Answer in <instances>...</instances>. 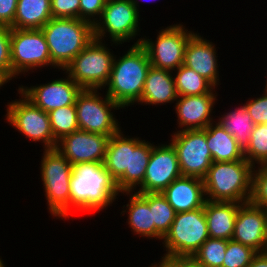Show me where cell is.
I'll list each match as a JSON object with an SVG mask.
<instances>
[{
  "mask_svg": "<svg viewBox=\"0 0 267 267\" xmlns=\"http://www.w3.org/2000/svg\"><path fill=\"white\" fill-rule=\"evenodd\" d=\"M120 191L103 163L86 162L73 165L70 178V215L74 212H97L107 209ZM111 204V205H110Z\"/></svg>",
  "mask_w": 267,
  "mask_h": 267,
  "instance_id": "6da1fadb",
  "label": "cell"
},
{
  "mask_svg": "<svg viewBox=\"0 0 267 267\" xmlns=\"http://www.w3.org/2000/svg\"><path fill=\"white\" fill-rule=\"evenodd\" d=\"M126 52L118 59L115 56L105 92L124 109L135 102L139 104L151 67L147 52L140 44L132 45Z\"/></svg>",
  "mask_w": 267,
  "mask_h": 267,
  "instance_id": "7a4b0ae2",
  "label": "cell"
},
{
  "mask_svg": "<svg viewBox=\"0 0 267 267\" xmlns=\"http://www.w3.org/2000/svg\"><path fill=\"white\" fill-rule=\"evenodd\" d=\"M254 167L246 160L213 162L203 178L206 200L247 203Z\"/></svg>",
  "mask_w": 267,
  "mask_h": 267,
  "instance_id": "3957f363",
  "label": "cell"
},
{
  "mask_svg": "<svg viewBox=\"0 0 267 267\" xmlns=\"http://www.w3.org/2000/svg\"><path fill=\"white\" fill-rule=\"evenodd\" d=\"M51 62L60 70L94 39L93 25L74 18H51L42 28Z\"/></svg>",
  "mask_w": 267,
  "mask_h": 267,
  "instance_id": "277c9868",
  "label": "cell"
},
{
  "mask_svg": "<svg viewBox=\"0 0 267 267\" xmlns=\"http://www.w3.org/2000/svg\"><path fill=\"white\" fill-rule=\"evenodd\" d=\"M41 179L51 216H70V178L73 165L58 151L46 149L41 159Z\"/></svg>",
  "mask_w": 267,
  "mask_h": 267,
  "instance_id": "5b68a950",
  "label": "cell"
},
{
  "mask_svg": "<svg viewBox=\"0 0 267 267\" xmlns=\"http://www.w3.org/2000/svg\"><path fill=\"white\" fill-rule=\"evenodd\" d=\"M209 238L204 207L176 213L169 231L163 237L165 258H191Z\"/></svg>",
  "mask_w": 267,
  "mask_h": 267,
  "instance_id": "8992f818",
  "label": "cell"
},
{
  "mask_svg": "<svg viewBox=\"0 0 267 267\" xmlns=\"http://www.w3.org/2000/svg\"><path fill=\"white\" fill-rule=\"evenodd\" d=\"M107 46L93 39L63 71L82 89H104L115 58Z\"/></svg>",
  "mask_w": 267,
  "mask_h": 267,
  "instance_id": "52a82bcc",
  "label": "cell"
},
{
  "mask_svg": "<svg viewBox=\"0 0 267 267\" xmlns=\"http://www.w3.org/2000/svg\"><path fill=\"white\" fill-rule=\"evenodd\" d=\"M139 12L138 0H107L101 17L93 26L94 39L104 41L108 33L113 42L111 46L135 40L140 32Z\"/></svg>",
  "mask_w": 267,
  "mask_h": 267,
  "instance_id": "ba28073f",
  "label": "cell"
},
{
  "mask_svg": "<svg viewBox=\"0 0 267 267\" xmlns=\"http://www.w3.org/2000/svg\"><path fill=\"white\" fill-rule=\"evenodd\" d=\"M103 98L98 89H82L75 103L79 130L110 137L121 130L111 111L122 107L106 94Z\"/></svg>",
  "mask_w": 267,
  "mask_h": 267,
  "instance_id": "9c48e42d",
  "label": "cell"
},
{
  "mask_svg": "<svg viewBox=\"0 0 267 267\" xmlns=\"http://www.w3.org/2000/svg\"><path fill=\"white\" fill-rule=\"evenodd\" d=\"M184 27L182 24L170 25L158 32L155 41L143 37L133 45L140 44L146 50L152 67L173 72L183 64L186 44L194 34Z\"/></svg>",
  "mask_w": 267,
  "mask_h": 267,
  "instance_id": "30bf717a",
  "label": "cell"
},
{
  "mask_svg": "<svg viewBox=\"0 0 267 267\" xmlns=\"http://www.w3.org/2000/svg\"><path fill=\"white\" fill-rule=\"evenodd\" d=\"M11 65L12 79L41 67L54 66L57 69L51 62L46 38L41 29L11 28Z\"/></svg>",
  "mask_w": 267,
  "mask_h": 267,
  "instance_id": "8fae6325",
  "label": "cell"
},
{
  "mask_svg": "<svg viewBox=\"0 0 267 267\" xmlns=\"http://www.w3.org/2000/svg\"><path fill=\"white\" fill-rule=\"evenodd\" d=\"M18 94L22 98L6 105L5 120L29 140L41 141L44 150L56 148L57 141L51 130L48 113L35 106L19 90Z\"/></svg>",
  "mask_w": 267,
  "mask_h": 267,
  "instance_id": "7c38bea8",
  "label": "cell"
},
{
  "mask_svg": "<svg viewBox=\"0 0 267 267\" xmlns=\"http://www.w3.org/2000/svg\"><path fill=\"white\" fill-rule=\"evenodd\" d=\"M171 136L170 144L176 151L182 176L203 179L213 163L207 146L206 128L177 131Z\"/></svg>",
  "mask_w": 267,
  "mask_h": 267,
  "instance_id": "4fadbf2b",
  "label": "cell"
},
{
  "mask_svg": "<svg viewBox=\"0 0 267 267\" xmlns=\"http://www.w3.org/2000/svg\"><path fill=\"white\" fill-rule=\"evenodd\" d=\"M182 176L177 154L173 146L152 143V152L143 183L135 193H161L174 180Z\"/></svg>",
  "mask_w": 267,
  "mask_h": 267,
  "instance_id": "5bb4252c",
  "label": "cell"
},
{
  "mask_svg": "<svg viewBox=\"0 0 267 267\" xmlns=\"http://www.w3.org/2000/svg\"><path fill=\"white\" fill-rule=\"evenodd\" d=\"M66 77L52 80L46 84L26 87L18 90L35 106L45 112H50L64 106L74 105L82 88L66 73Z\"/></svg>",
  "mask_w": 267,
  "mask_h": 267,
  "instance_id": "9a60e30c",
  "label": "cell"
},
{
  "mask_svg": "<svg viewBox=\"0 0 267 267\" xmlns=\"http://www.w3.org/2000/svg\"><path fill=\"white\" fill-rule=\"evenodd\" d=\"M110 136L78 130L57 141L58 150L72 165L103 163Z\"/></svg>",
  "mask_w": 267,
  "mask_h": 267,
  "instance_id": "2e32d148",
  "label": "cell"
},
{
  "mask_svg": "<svg viewBox=\"0 0 267 267\" xmlns=\"http://www.w3.org/2000/svg\"><path fill=\"white\" fill-rule=\"evenodd\" d=\"M125 136L120 130L109 138L104 167L110 172L120 192H131V161L134 137Z\"/></svg>",
  "mask_w": 267,
  "mask_h": 267,
  "instance_id": "e0dca14e",
  "label": "cell"
},
{
  "mask_svg": "<svg viewBox=\"0 0 267 267\" xmlns=\"http://www.w3.org/2000/svg\"><path fill=\"white\" fill-rule=\"evenodd\" d=\"M231 240L249 246L258 253L267 252L264 208L250 202L238 208Z\"/></svg>",
  "mask_w": 267,
  "mask_h": 267,
  "instance_id": "ac0fdd59",
  "label": "cell"
},
{
  "mask_svg": "<svg viewBox=\"0 0 267 267\" xmlns=\"http://www.w3.org/2000/svg\"><path fill=\"white\" fill-rule=\"evenodd\" d=\"M214 92L216 91L196 96H178L174 108L179 131L202 130L215 122L211 114L218 99Z\"/></svg>",
  "mask_w": 267,
  "mask_h": 267,
  "instance_id": "d6986e66",
  "label": "cell"
},
{
  "mask_svg": "<svg viewBox=\"0 0 267 267\" xmlns=\"http://www.w3.org/2000/svg\"><path fill=\"white\" fill-rule=\"evenodd\" d=\"M216 54L213 42L204 39L196 32L186 44L183 65L193 69L217 88L220 78Z\"/></svg>",
  "mask_w": 267,
  "mask_h": 267,
  "instance_id": "ffe728a7",
  "label": "cell"
},
{
  "mask_svg": "<svg viewBox=\"0 0 267 267\" xmlns=\"http://www.w3.org/2000/svg\"><path fill=\"white\" fill-rule=\"evenodd\" d=\"M161 193L176 213L202 208L206 202L203 179L197 177L181 176Z\"/></svg>",
  "mask_w": 267,
  "mask_h": 267,
  "instance_id": "44dd1931",
  "label": "cell"
},
{
  "mask_svg": "<svg viewBox=\"0 0 267 267\" xmlns=\"http://www.w3.org/2000/svg\"><path fill=\"white\" fill-rule=\"evenodd\" d=\"M241 203L206 200L204 214L210 238L231 240Z\"/></svg>",
  "mask_w": 267,
  "mask_h": 267,
  "instance_id": "7402d4cb",
  "label": "cell"
},
{
  "mask_svg": "<svg viewBox=\"0 0 267 267\" xmlns=\"http://www.w3.org/2000/svg\"><path fill=\"white\" fill-rule=\"evenodd\" d=\"M173 72L150 67L139 104L163 105L174 103L178 95L176 92Z\"/></svg>",
  "mask_w": 267,
  "mask_h": 267,
  "instance_id": "603a6c76",
  "label": "cell"
},
{
  "mask_svg": "<svg viewBox=\"0 0 267 267\" xmlns=\"http://www.w3.org/2000/svg\"><path fill=\"white\" fill-rule=\"evenodd\" d=\"M129 195V202L121 214H128L127 222L133 234L149 239L155 238V223L149 207V193L120 192ZM125 193V194H124ZM125 212V213H124Z\"/></svg>",
  "mask_w": 267,
  "mask_h": 267,
  "instance_id": "cb8c5ba5",
  "label": "cell"
},
{
  "mask_svg": "<svg viewBox=\"0 0 267 267\" xmlns=\"http://www.w3.org/2000/svg\"><path fill=\"white\" fill-rule=\"evenodd\" d=\"M211 123L206 127L207 146L213 162H230L244 160V152L238 146L236 139L219 123Z\"/></svg>",
  "mask_w": 267,
  "mask_h": 267,
  "instance_id": "d4e9b609",
  "label": "cell"
},
{
  "mask_svg": "<svg viewBox=\"0 0 267 267\" xmlns=\"http://www.w3.org/2000/svg\"><path fill=\"white\" fill-rule=\"evenodd\" d=\"M51 18L50 0H18L14 28L41 29Z\"/></svg>",
  "mask_w": 267,
  "mask_h": 267,
  "instance_id": "484cf974",
  "label": "cell"
},
{
  "mask_svg": "<svg viewBox=\"0 0 267 267\" xmlns=\"http://www.w3.org/2000/svg\"><path fill=\"white\" fill-rule=\"evenodd\" d=\"M217 123L236 139L243 152L247 149L255 124L245 103L243 106L221 115L219 120L217 119Z\"/></svg>",
  "mask_w": 267,
  "mask_h": 267,
  "instance_id": "4316f807",
  "label": "cell"
},
{
  "mask_svg": "<svg viewBox=\"0 0 267 267\" xmlns=\"http://www.w3.org/2000/svg\"><path fill=\"white\" fill-rule=\"evenodd\" d=\"M174 75V82L178 96H196L212 92L215 87L193 69L181 65Z\"/></svg>",
  "mask_w": 267,
  "mask_h": 267,
  "instance_id": "83f0119b",
  "label": "cell"
},
{
  "mask_svg": "<svg viewBox=\"0 0 267 267\" xmlns=\"http://www.w3.org/2000/svg\"><path fill=\"white\" fill-rule=\"evenodd\" d=\"M149 207L155 223V239H163L172 225L176 211L162 193H149Z\"/></svg>",
  "mask_w": 267,
  "mask_h": 267,
  "instance_id": "f1b7e54d",
  "label": "cell"
},
{
  "mask_svg": "<svg viewBox=\"0 0 267 267\" xmlns=\"http://www.w3.org/2000/svg\"><path fill=\"white\" fill-rule=\"evenodd\" d=\"M226 249L227 240L209 237L191 259L200 267H222Z\"/></svg>",
  "mask_w": 267,
  "mask_h": 267,
  "instance_id": "f546056e",
  "label": "cell"
},
{
  "mask_svg": "<svg viewBox=\"0 0 267 267\" xmlns=\"http://www.w3.org/2000/svg\"><path fill=\"white\" fill-rule=\"evenodd\" d=\"M51 130L56 141L79 130L76 106L69 105L48 112Z\"/></svg>",
  "mask_w": 267,
  "mask_h": 267,
  "instance_id": "4dcf8cb0",
  "label": "cell"
},
{
  "mask_svg": "<svg viewBox=\"0 0 267 267\" xmlns=\"http://www.w3.org/2000/svg\"><path fill=\"white\" fill-rule=\"evenodd\" d=\"M151 152V142L134 137V151L131 161V192H134L143 183Z\"/></svg>",
  "mask_w": 267,
  "mask_h": 267,
  "instance_id": "1f68e13d",
  "label": "cell"
},
{
  "mask_svg": "<svg viewBox=\"0 0 267 267\" xmlns=\"http://www.w3.org/2000/svg\"><path fill=\"white\" fill-rule=\"evenodd\" d=\"M244 158L253 167L256 164L257 166L267 165V124L254 126L249 146L244 151Z\"/></svg>",
  "mask_w": 267,
  "mask_h": 267,
  "instance_id": "d6a6232c",
  "label": "cell"
},
{
  "mask_svg": "<svg viewBox=\"0 0 267 267\" xmlns=\"http://www.w3.org/2000/svg\"><path fill=\"white\" fill-rule=\"evenodd\" d=\"M257 254L258 252L249 246L227 240L222 267H247Z\"/></svg>",
  "mask_w": 267,
  "mask_h": 267,
  "instance_id": "836d02e7",
  "label": "cell"
},
{
  "mask_svg": "<svg viewBox=\"0 0 267 267\" xmlns=\"http://www.w3.org/2000/svg\"><path fill=\"white\" fill-rule=\"evenodd\" d=\"M249 202L257 207L267 208V165L255 166L253 169Z\"/></svg>",
  "mask_w": 267,
  "mask_h": 267,
  "instance_id": "e575fe53",
  "label": "cell"
},
{
  "mask_svg": "<svg viewBox=\"0 0 267 267\" xmlns=\"http://www.w3.org/2000/svg\"><path fill=\"white\" fill-rule=\"evenodd\" d=\"M0 71L12 80L11 28L0 25Z\"/></svg>",
  "mask_w": 267,
  "mask_h": 267,
  "instance_id": "d590c367",
  "label": "cell"
},
{
  "mask_svg": "<svg viewBox=\"0 0 267 267\" xmlns=\"http://www.w3.org/2000/svg\"><path fill=\"white\" fill-rule=\"evenodd\" d=\"M53 18L79 19L80 0H50Z\"/></svg>",
  "mask_w": 267,
  "mask_h": 267,
  "instance_id": "8d00e7d4",
  "label": "cell"
},
{
  "mask_svg": "<svg viewBox=\"0 0 267 267\" xmlns=\"http://www.w3.org/2000/svg\"><path fill=\"white\" fill-rule=\"evenodd\" d=\"M106 2L107 0H80L79 19L94 26L101 17Z\"/></svg>",
  "mask_w": 267,
  "mask_h": 267,
  "instance_id": "74e56055",
  "label": "cell"
},
{
  "mask_svg": "<svg viewBox=\"0 0 267 267\" xmlns=\"http://www.w3.org/2000/svg\"><path fill=\"white\" fill-rule=\"evenodd\" d=\"M258 98L246 102V109L255 125L267 124V90Z\"/></svg>",
  "mask_w": 267,
  "mask_h": 267,
  "instance_id": "f35d334b",
  "label": "cell"
},
{
  "mask_svg": "<svg viewBox=\"0 0 267 267\" xmlns=\"http://www.w3.org/2000/svg\"><path fill=\"white\" fill-rule=\"evenodd\" d=\"M18 0H0V25L14 28Z\"/></svg>",
  "mask_w": 267,
  "mask_h": 267,
  "instance_id": "ab89813d",
  "label": "cell"
},
{
  "mask_svg": "<svg viewBox=\"0 0 267 267\" xmlns=\"http://www.w3.org/2000/svg\"><path fill=\"white\" fill-rule=\"evenodd\" d=\"M160 261L158 264L155 262V267H200L191 258L162 257Z\"/></svg>",
  "mask_w": 267,
  "mask_h": 267,
  "instance_id": "60d3db41",
  "label": "cell"
},
{
  "mask_svg": "<svg viewBox=\"0 0 267 267\" xmlns=\"http://www.w3.org/2000/svg\"><path fill=\"white\" fill-rule=\"evenodd\" d=\"M247 267H267V252L258 253Z\"/></svg>",
  "mask_w": 267,
  "mask_h": 267,
  "instance_id": "b9f144b4",
  "label": "cell"
},
{
  "mask_svg": "<svg viewBox=\"0 0 267 267\" xmlns=\"http://www.w3.org/2000/svg\"><path fill=\"white\" fill-rule=\"evenodd\" d=\"M8 82H10V79L2 71H0V88Z\"/></svg>",
  "mask_w": 267,
  "mask_h": 267,
  "instance_id": "7bdbcfd3",
  "label": "cell"
},
{
  "mask_svg": "<svg viewBox=\"0 0 267 267\" xmlns=\"http://www.w3.org/2000/svg\"><path fill=\"white\" fill-rule=\"evenodd\" d=\"M265 210V218H266V244H267V208Z\"/></svg>",
  "mask_w": 267,
  "mask_h": 267,
  "instance_id": "ee69618b",
  "label": "cell"
},
{
  "mask_svg": "<svg viewBox=\"0 0 267 267\" xmlns=\"http://www.w3.org/2000/svg\"><path fill=\"white\" fill-rule=\"evenodd\" d=\"M0 267H5V264L3 263V260L0 258Z\"/></svg>",
  "mask_w": 267,
  "mask_h": 267,
  "instance_id": "f6af8a7d",
  "label": "cell"
},
{
  "mask_svg": "<svg viewBox=\"0 0 267 267\" xmlns=\"http://www.w3.org/2000/svg\"><path fill=\"white\" fill-rule=\"evenodd\" d=\"M266 75H267V73H266ZM266 77H267V76H266ZM265 82H266V83H265V84H266V86H265V88H264V89H265V90H267V79L265 80Z\"/></svg>",
  "mask_w": 267,
  "mask_h": 267,
  "instance_id": "bcb514c9",
  "label": "cell"
}]
</instances>
